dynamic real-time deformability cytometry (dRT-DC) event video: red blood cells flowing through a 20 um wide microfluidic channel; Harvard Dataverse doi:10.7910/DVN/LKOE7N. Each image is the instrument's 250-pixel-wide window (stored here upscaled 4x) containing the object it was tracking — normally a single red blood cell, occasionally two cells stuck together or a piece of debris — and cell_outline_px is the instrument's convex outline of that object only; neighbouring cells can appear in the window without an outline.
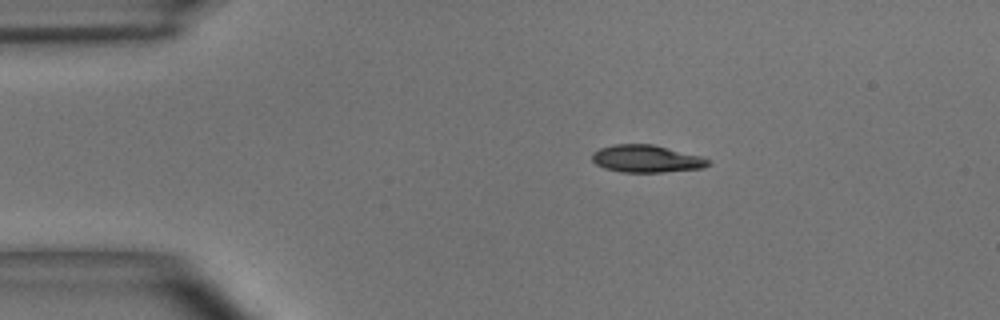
{"species": "common noctule bat (a hibernating species)", "species_latin": "Nyctalus noctula", "temperature_condition": "room temperature", "stored_images_in_passage": 38, "camera_frame_rate_fps": 3000, "um_per_image_px": 0.085, "animal": {"sex": "male", "body_mass_g": 15.6}, "frame": {"image": 1, "passage_image": 1, "time_ms": 0.0, "image_size_px": [1000, 320], "cell_outline_px": [[712, 160], [704, 168], [664, 172], [620, 172], [604, 168], [596, 164], [592, 160], [592, 152], [600, 148], [612, 144], [652, 144], [700, 156]], "centroid_in_image_um": [54.92, 13.49], "position_along_channel_um": 30.1, "area_um2": 18.55}}
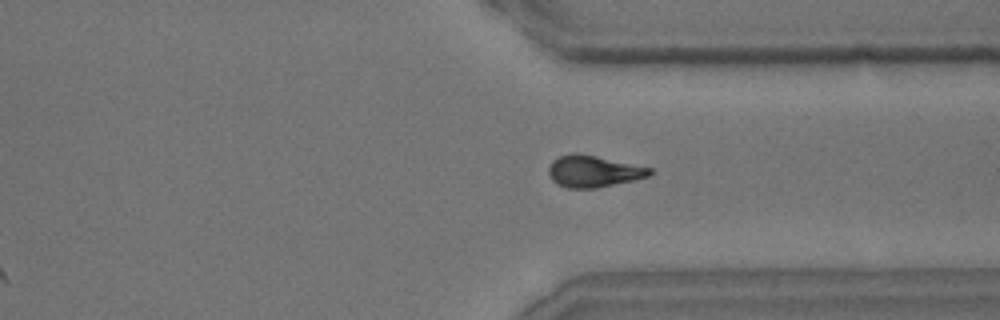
{"frame": {"image": 2, "passage_image": 32, "time_ms": 10.333, "image_size_px": [1000, 320], "cell_outline_px": [[652, 172], [648, 176], [636, 180], [596, 188], [568, 188], [556, 184], [552, 180], [548, 172], [548, 168], [552, 160], [560, 156], [572, 152], [576, 152], [596, 156], [652, 168]], "centroid_in_image_um": [50.42, 14.56], "position_along_channel_um": 361.0, "area_um2": 18.73}}
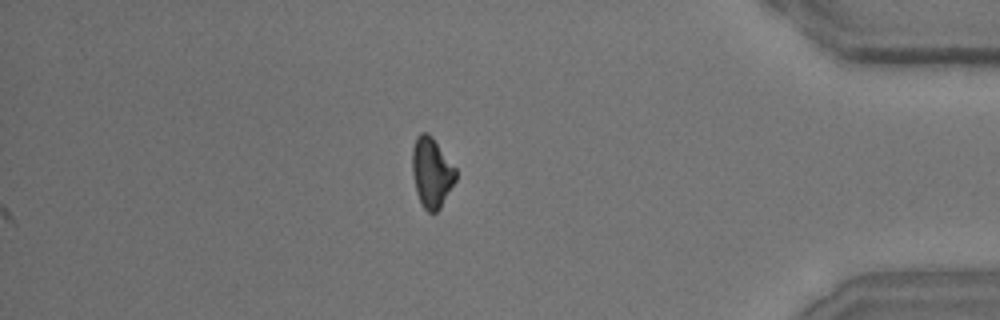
{"frame": {"image": 3, "passage_image": 38, "time_ms": 12.333, "image_size_px": [1000, 320], "cell_outline_px": [[456, 180], [440, 208], [436, 212], [428, 212], [424, 208], [416, 192], [412, 176], [412, 148], [416, 136], [420, 132], [428, 132], [432, 136], [456, 168]], "centroid_in_image_um": [36.67, 14.63], "position_along_channel_um": 398.5, "area_um2": 17.86}, "authors_computed_cell_mechanics": {"area_um2": 18.8717, "velocity_mm_per_s": 3.6592, "shape_relaxation_time_tau1_ms": 3.2012, "shape_relaxation_time_tau2_ms": 3.9756, "deformation_change_tau1": 0.1168, "deformation_change_tau2": 0.0883}}